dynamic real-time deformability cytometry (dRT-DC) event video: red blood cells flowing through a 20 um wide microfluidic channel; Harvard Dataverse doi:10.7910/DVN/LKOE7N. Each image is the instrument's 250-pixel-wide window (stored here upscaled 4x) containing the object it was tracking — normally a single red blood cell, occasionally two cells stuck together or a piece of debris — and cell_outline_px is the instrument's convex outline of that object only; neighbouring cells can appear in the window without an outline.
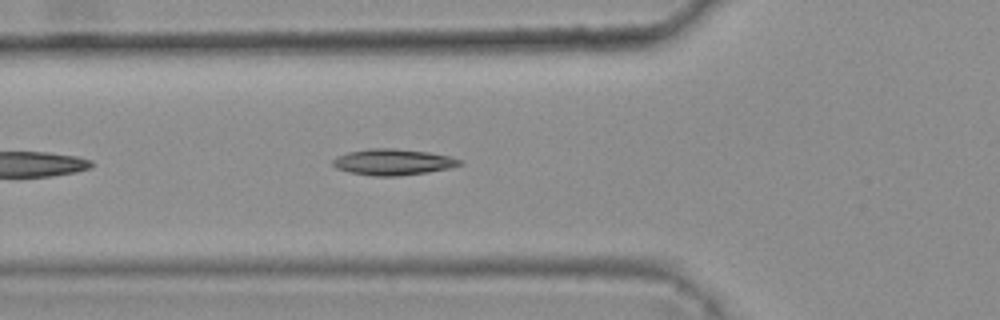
{"species": "common noctule bat (a hibernating species)", "species_latin": "Nyctalus noctula", "temperature_condition": "warm", "stored_images_in_passage": 19, "camera_frame_rate_fps": 3000, "um_per_image_px": 0.085, "animal": {"sex": "female", "body_mass_g": 25.1}, "frame": {"image": 1, "passage_image": 6, "time_ms": 1.667, "image_size_px": [1000, 320], "cell_outline_px": [[464, 164], [448, 168], [428, 172], [400, 176], [372, 176], [348, 172], [336, 168], [332, 164], [332, 160], [336, 156], [348, 152], [368, 148], [396, 148], [428, 152], [448, 156], [464, 160]], "centroid_in_image_um": [33.39, 13.77], "position_along_channel_um": 92.4, "area_um2": 19.54}}